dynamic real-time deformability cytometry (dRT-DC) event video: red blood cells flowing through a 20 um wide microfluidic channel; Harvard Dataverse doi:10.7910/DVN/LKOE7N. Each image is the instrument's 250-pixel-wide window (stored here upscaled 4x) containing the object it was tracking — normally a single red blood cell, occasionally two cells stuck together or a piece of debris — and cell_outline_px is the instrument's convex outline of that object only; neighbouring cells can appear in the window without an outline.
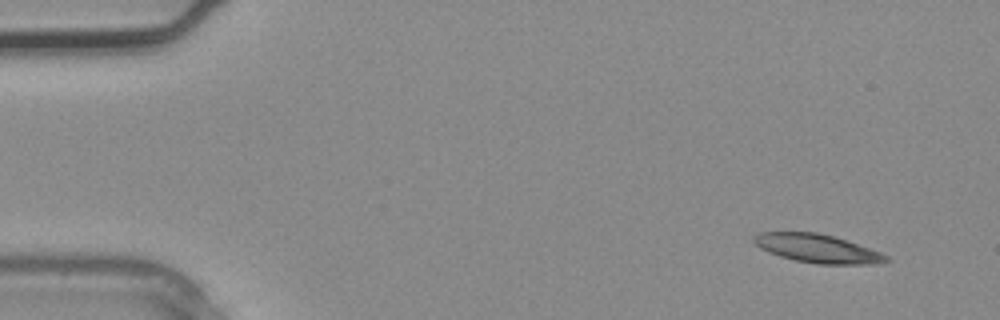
{"species": "common noctule bat (a hibernating species)", "species_latin": "Nyctalus noctula", "temperature_condition": "warm", "stored_images_in_passage": 3, "camera_frame_rate_fps": 3000, "um_per_image_px": 0.085, "animal": {"sex": "male", "body_mass_g": 20.4}, "frame": {"image": 1, "passage_image": 1, "time_ms": 0.0, "image_size_px": [1000, 320], "cell_outline_px": [[892, 260], [876, 264], [816, 264], [796, 260], [780, 256], [768, 252], [760, 248], [752, 240], [752, 236], [760, 232], [816, 232], [832, 236], [880, 252], [888, 256]], "centroid_in_image_um": [69.45, 21.12], "position_along_channel_um": 15.5, "area_um2": 21.79}}